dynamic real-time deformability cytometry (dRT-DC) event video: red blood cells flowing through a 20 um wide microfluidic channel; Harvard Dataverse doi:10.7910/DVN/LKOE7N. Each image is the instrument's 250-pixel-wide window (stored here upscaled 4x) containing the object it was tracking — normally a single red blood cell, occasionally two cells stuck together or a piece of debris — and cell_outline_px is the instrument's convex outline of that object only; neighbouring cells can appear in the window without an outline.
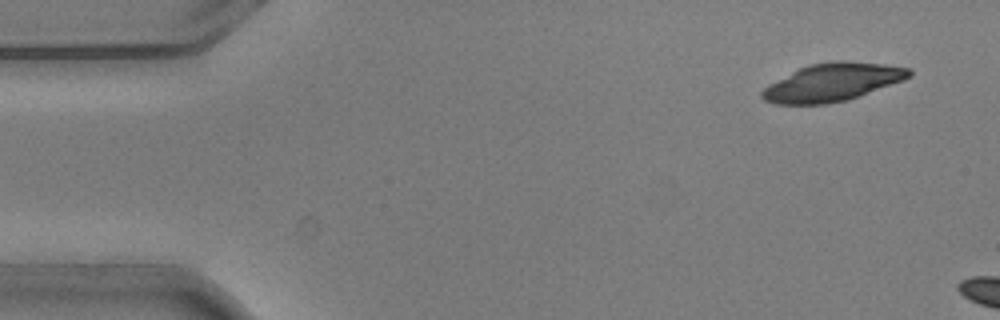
{"species": "common noctule bat (a hibernating species)", "species_latin": "Nyctalus noctula", "temperature_condition": "warm", "stored_images_in_passage": 2, "camera_frame_rate_fps": 3000, "um_per_image_px": 0.085, "animal": {"sex": "male", "body_mass_g": 20.5, "forearm_length_mm": 52.5}, "frame": {"image": 1, "passage_image": 2, "time_ms": 0.333, "image_size_px": [1000, 320], "cell_outline_px": [[912, 76], [904, 80], [860, 96], [848, 100], [828, 104], [776, 104], [764, 100], [760, 96], [760, 92], [768, 84], [808, 64], [836, 60], [844, 60], [884, 64], [912, 68]], "centroid_in_image_um": [70.78, 6.99], "position_along_channel_um": 14.2, "area_um2": 32.71}}